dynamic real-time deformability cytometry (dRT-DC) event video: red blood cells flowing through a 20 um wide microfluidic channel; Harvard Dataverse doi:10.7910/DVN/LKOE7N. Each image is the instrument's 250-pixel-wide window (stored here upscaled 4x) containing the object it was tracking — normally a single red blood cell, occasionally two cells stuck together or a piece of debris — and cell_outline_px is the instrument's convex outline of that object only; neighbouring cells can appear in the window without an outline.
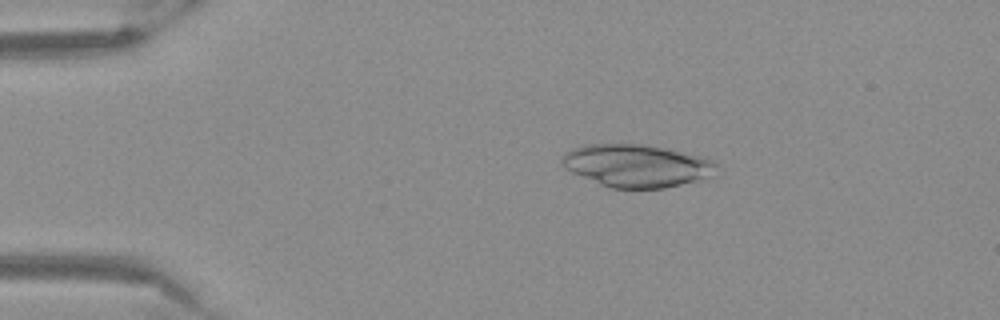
{"species": "Egyptian fruit bat (a non-hibernating species)", "species_latin": "Rousettus aegyptiacus", "temperature_condition": "warm", "stored_images_in_passage": 52, "camera_frame_rate_fps": 3000, "um_per_image_px": 0.085, "frame": {"image": 1, "passage_image": 10, "time_ms": 3.0, "image_size_px": [1000, 320], "cell_outline_px": [[720, 164], [712, 176], [664, 188], [608, 188], [572, 172], [564, 168], [560, 164], [560, 160], [564, 152], [572, 148], [588, 144], [640, 144], [664, 148], [704, 156]], "centroid_in_image_um": [54.1, 14.08], "position_along_channel_um": 30.9, "area_um2": 38.55}}
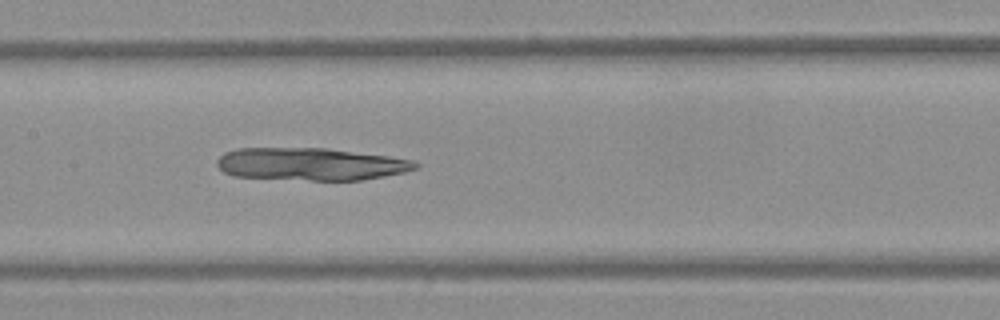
{"frame": {"image": 2, "passage_image": 26, "time_ms": 8.333, "image_size_px": [1000, 320], "cell_outline_px": [[420, 164], [416, 168], [404, 172], [384, 176], [360, 180], [312, 180], [232, 176], [224, 172], [216, 164], [216, 160], [224, 152], [240, 148], [324, 148], [388, 156], [412, 160]], "centroid_in_image_um": [26.38, 13.94], "position_along_channel_um": 181.0, "area_um2": 37.4}}
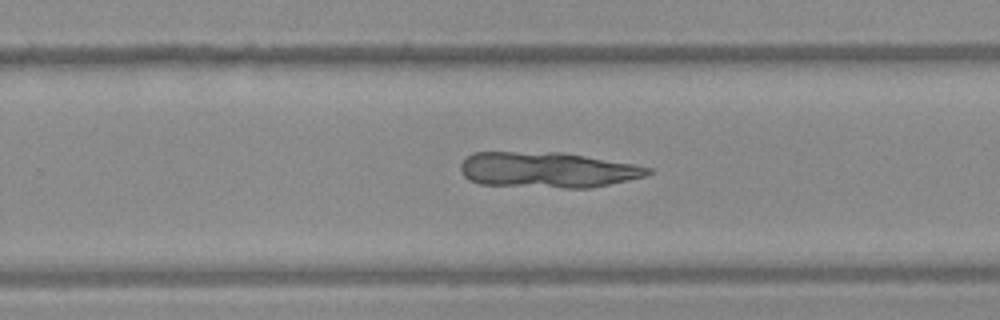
{"frame": {"image": 3, "passage_image": 34, "time_ms": 11.0, "image_size_px": [1000, 320], "cell_outline_px": [[652, 172], [648, 176], [588, 188], [564, 188], [480, 184], [468, 180], [460, 172], [460, 164], [468, 156], [476, 152], [560, 152], [636, 164], [652, 168]], "centroid_in_image_um": [46.54, 14.44], "position_along_channel_um": 283.3, "area_um2": 39.02}}